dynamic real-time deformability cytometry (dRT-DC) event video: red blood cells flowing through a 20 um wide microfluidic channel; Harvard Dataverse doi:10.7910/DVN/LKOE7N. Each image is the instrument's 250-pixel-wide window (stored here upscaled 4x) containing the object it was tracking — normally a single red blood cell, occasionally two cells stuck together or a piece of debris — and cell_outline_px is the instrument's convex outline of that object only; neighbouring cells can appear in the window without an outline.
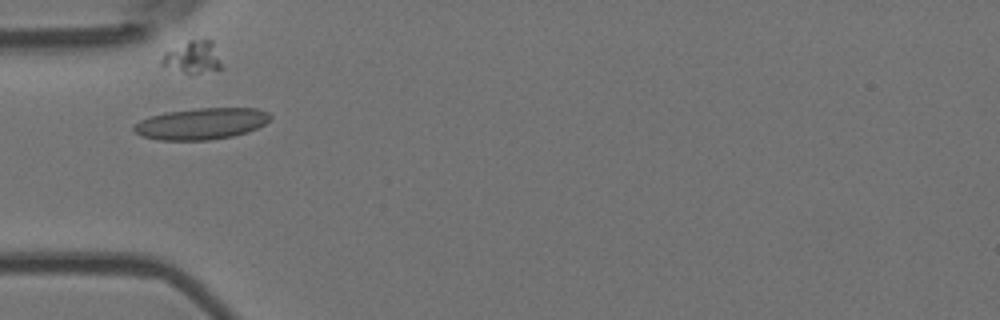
{"species": "Egyptian fruit bat (a non-hibernating species)", "species_latin": "Rousettus aegyptiacus", "temperature_condition": "room temperature", "stored_images_in_passage": 8, "segment_of_instrument_passage": [1, 2], "camera_frame_rate_fps": 3000, "um_per_image_px": 0.085, "animal": {"sex": "female"}, "frame": {"image": 1, "passage_image": 1, "time_ms": 0.0, "image_size_px": [1000, 320], "cell_outline_px": [[272, 116], [264, 124], [248, 132], [232, 136], [208, 140], [160, 140], [144, 136], [136, 132], [132, 128], [140, 120], [164, 112], [196, 108], [260, 108], [268, 112]], "centroid_in_image_um": [17.15, 10.5], "position_along_channel_um": 67.9, "area_um2": 24.85}}
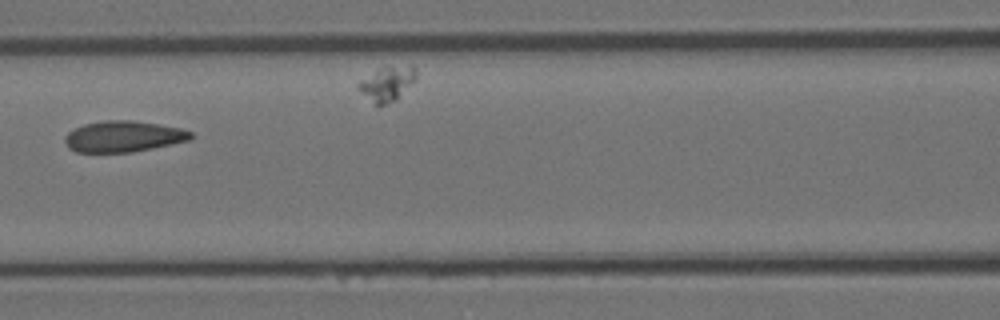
{"frame": {"image": 2, "passage_image": 3, "time_ms": 0.667, "image_size_px": [1000, 320], "cell_outline_px": [[192, 140], [132, 152], [76, 152], [68, 148], [64, 140], [64, 136], [68, 132], [84, 124], [104, 120], [132, 120], [180, 128], [192, 132]], "centroid_in_image_um": [10.47, 11.6], "position_along_channel_um": 156.1, "area_um2": 22.77}}
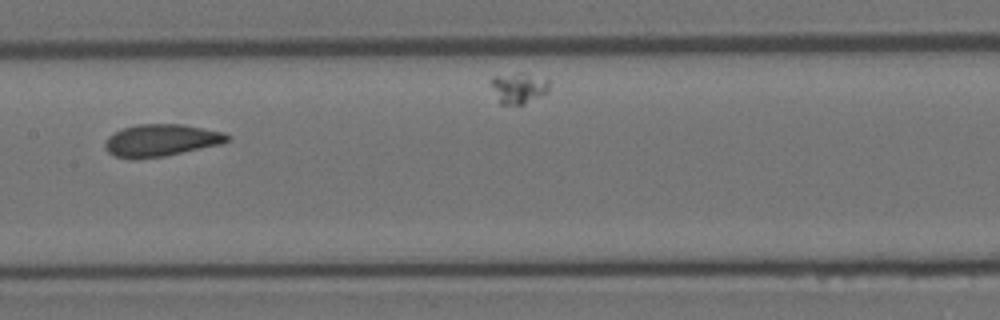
{"frame": {"image": 3, "passage_image": 4, "time_ms": 1.0, "image_size_px": [1000, 320], "cell_outline_px": [[232, 136], [228, 140], [220, 144], [164, 156], [116, 156], [108, 152], [104, 148], [104, 144], [108, 136], [124, 128], [136, 124], [180, 124], [224, 132]], "centroid_in_image_um": [13.73, 11.89], "position_along_channel_um": 193.7, "area_um2": 22.14}}